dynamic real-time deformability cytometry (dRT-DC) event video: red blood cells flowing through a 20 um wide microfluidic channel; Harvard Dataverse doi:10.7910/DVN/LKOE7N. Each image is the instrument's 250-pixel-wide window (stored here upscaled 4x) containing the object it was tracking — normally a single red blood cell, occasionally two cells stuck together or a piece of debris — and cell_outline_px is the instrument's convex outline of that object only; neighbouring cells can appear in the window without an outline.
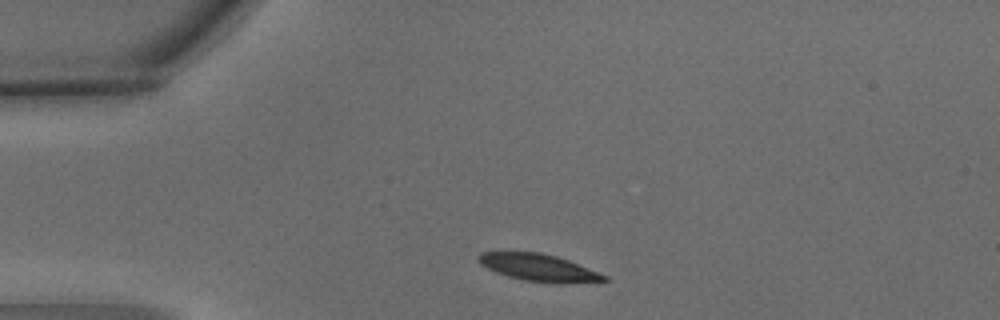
{"species": "common noctule bat (a hibernating species)", "species_latin": "Nyctalus noctula", "temperature_condition": "warm", "stored_images_in_passage": 2, "camera_frame_rate_fps": 3000, "um_per_image_px": 0.085, "animal": {"sex": "male", "body_mass_g": 15.6}, "frame": {"image": 1, "passage_image": 1, "time_ms": 0.0, "image_size_px": [1000, 320], "cell_outline_px": [[608, 280], [560, 284], [524, 280], [508, 276], [496, 272], [480, 264], [476, 260], [476, 256], [480, 252], [540, 252], [556, 256], [568, 260], [608, 276]], "centroid_in_image_um": [45.76, 22.74], "position_along_channel_um": 39.2, "area_um2": 19.83}}